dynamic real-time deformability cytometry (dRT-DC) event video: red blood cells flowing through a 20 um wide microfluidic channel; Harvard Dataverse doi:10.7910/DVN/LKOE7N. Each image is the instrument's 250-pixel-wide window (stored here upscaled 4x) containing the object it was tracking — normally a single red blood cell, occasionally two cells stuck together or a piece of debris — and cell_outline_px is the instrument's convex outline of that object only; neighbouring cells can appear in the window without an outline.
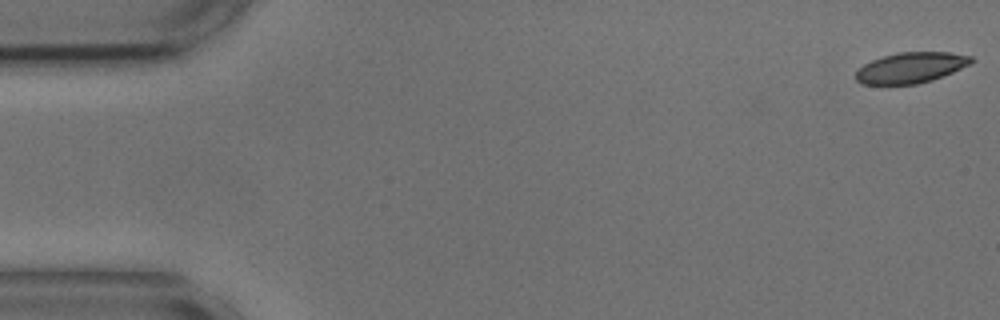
{"species": "common noctule bat (a hibernating species)", "species_latin": "Nyctalus noctula", "temperature_condition": "cold", "stored_images_in_passage": 19, "camera_frame_rate_fps": 3000, "um_per_image_px": 0.085, "animal": {"sex": "male", "body_mass_g": 17.9, "forearm_length_mm": 54.2}, "frame": {"image": 1, "passage_image": 1, "time_ms": 0.0, "image_size_px": [1000, 320], "cell_outline_px": [[976, 60], [972, 64], [932, 80], [916, 84], [864, 84], [856, 80], [856, 72], [864, 64], [872, 60], [884, 56], [900, 52], [948, 52], [972, 56]], "centroid_in_image_um": [77.47, 5.74], "position_along_channel_um": 7.5, "area_um2": 20.52}}
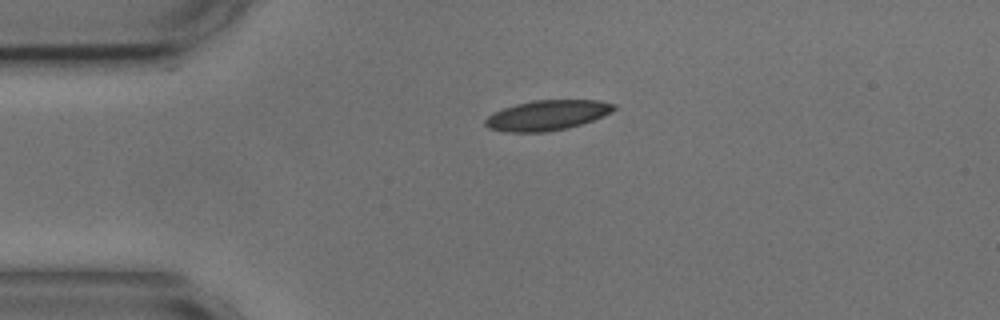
{"frame": {"image": 2, "passage_image": 12, "time_ms": 3.667, "image_size_px": [1000, 320], "cell_outline_px": [[616, 108], [612, 112], [604, 116], [568, 128], [544, 132], [504, 132], [488, 128], [484, 124], [484, 120], [488, 116], [504, 108], [516, 104], [532, 100], [596, 100], [616, 104]], "centroid_in_image_um": [46.51, 9.8], "position_along_channel_um": 38.5, "area_um2": 22.54}}